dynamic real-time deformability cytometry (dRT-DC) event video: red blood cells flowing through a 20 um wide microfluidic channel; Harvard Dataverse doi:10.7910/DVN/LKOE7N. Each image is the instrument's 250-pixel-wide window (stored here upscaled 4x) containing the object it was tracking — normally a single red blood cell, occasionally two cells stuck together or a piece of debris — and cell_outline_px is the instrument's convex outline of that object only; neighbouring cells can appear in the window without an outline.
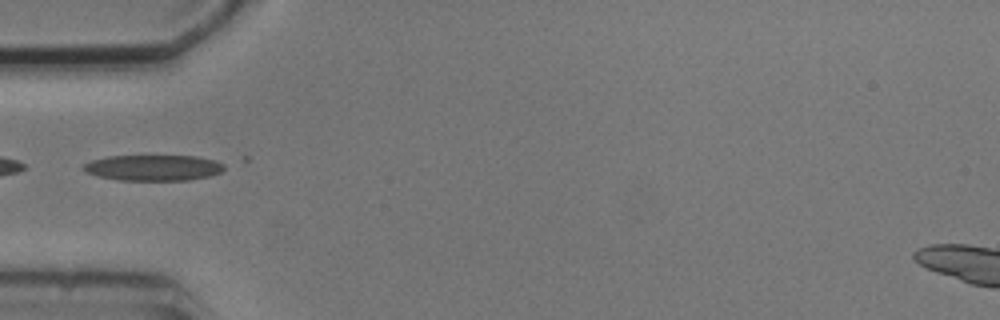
{"species": "common noctule bat (a hibernating species)", "species_latin": "Nyctalus noctula", "temperature_condition": "cold", "stored_images_in_passage": 1, "camera_frame_rate_fps": 3000, "um_per_image_px": 0.085, "animal": {"sex": "male", "body_mass_g": 20.5, "forearm_length_mm": 52.5}, "frame": {"image": 1, "passage_image": 1, "time_ms": 0.0, "image_size_px": [1000, 320], "cell_outline_px": [[224, 168], [220, 172], [208, 176], [188, 180], [120, 180], [96, 176], [84, 172], [84, 164], [92, 160], [108, 156], [196, 156], [216, 160], [224, 164]], "centroid_in_image_um": [13.02, 14.25], "position_along_channel_um": 72.0, "area_um2": 21.1}}